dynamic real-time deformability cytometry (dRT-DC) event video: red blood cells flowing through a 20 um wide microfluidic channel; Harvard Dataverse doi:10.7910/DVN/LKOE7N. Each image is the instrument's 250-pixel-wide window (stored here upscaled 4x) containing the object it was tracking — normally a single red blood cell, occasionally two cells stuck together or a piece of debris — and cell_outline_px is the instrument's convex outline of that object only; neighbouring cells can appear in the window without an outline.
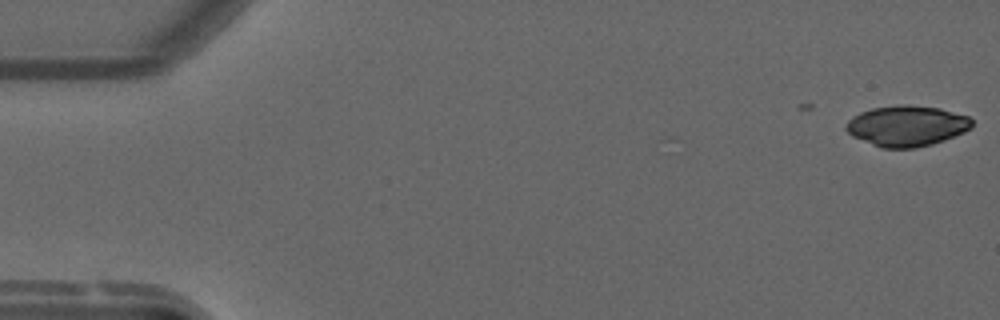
{"species": "common noctule bat (a hibernating species)", "species_latin": "Nyctalus noctula", "temperature_condition": "warm", "stored_images_in_passage": 54, "camera_frame_rate_fps": 3000, "um_per_image_px": 0.085, "animal": {"sex": "male", "forearm_length_mm": 52.5}, "frame": {"image": 1, "passage_image": 1, "time_ms": 0.0, "image_size_px": [1000, 320], "cell_outline_px": [[972, 124], [968, 128], [952, 136], [928, 144], [912, 148], [884, 148], [856, 136], [848, 132], [848, 124], [856, 116], [864, 112], [876, 108], [936, 108], [968, 116], [972, 120]], "centroid_in_image_um": [77.12, 10.74], "position_along_channel_um": 7.9, "area_um2": 27.28}}
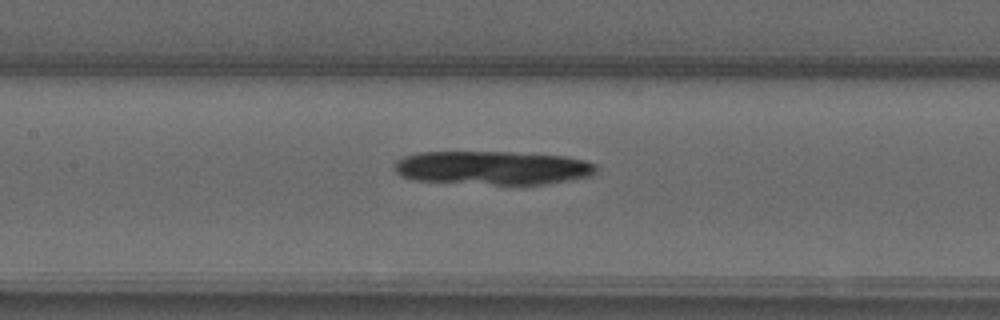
{"frame": {"image": 2, "passage_image": 25, "time_ms": 8.0, "image_size_px": [1000, 320], "cell_outline_px": [[592, 172], [580, 176], [532, 184], [500, 184], [428, 180], [404, 176], [396, 168], [396, 164], [400, 160], [408, 156], [428, 152], [492, 152], [556, 156], [580, 160], [592, 164]], "centroid_in_image_um": [41.76, 14.24], "position_along_channel_um": 165.6, "area_um2": 36.53}}
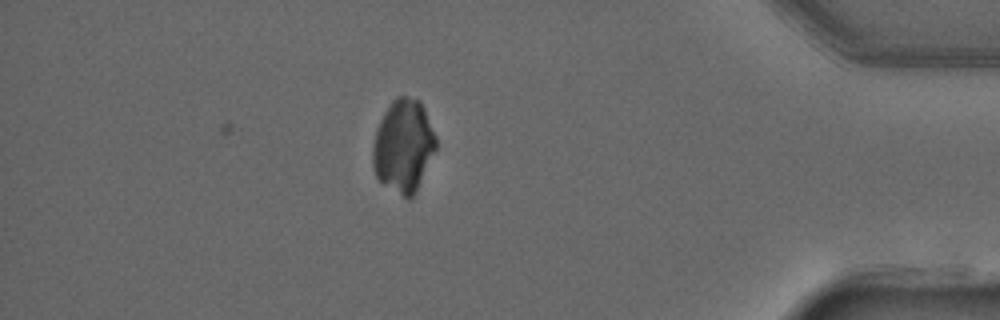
{"frame": {"image": 3, "passage_image": 47, "time_ms": 15.333, "image_size_px": [1000, 320], "cell_outline_px": [[436, 148], [416, 188], [408, 196], [404, 196], [380, 180], [376, 176], [376, 132], [388, 108], [400, 96], [404, 96], [416, 100], [420, 104], [424, 112], [436, 140]], "centroid_in_image_um": [34.33, 12.38], "position_along_channel_um": 400.9, "area_um2": 31.27}}